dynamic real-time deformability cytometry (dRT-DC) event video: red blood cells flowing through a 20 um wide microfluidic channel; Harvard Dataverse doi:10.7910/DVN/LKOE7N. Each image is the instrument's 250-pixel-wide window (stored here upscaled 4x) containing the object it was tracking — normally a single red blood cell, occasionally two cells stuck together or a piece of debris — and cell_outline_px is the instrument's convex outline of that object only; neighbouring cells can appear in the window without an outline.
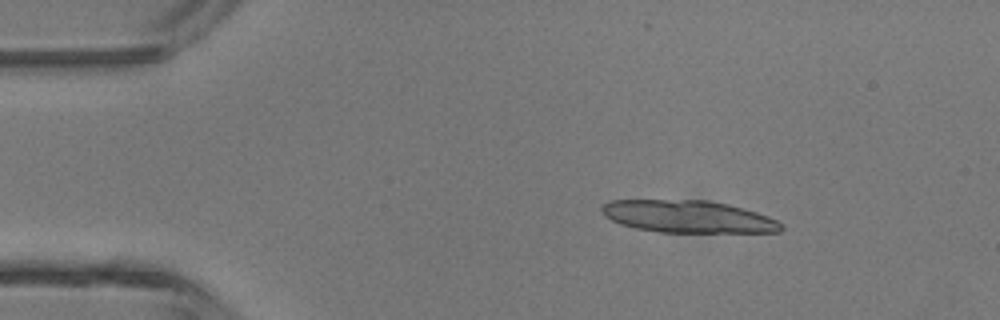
{"species": "common noctule bat (a hibernating species)", "species_latin": "Nyctalus noctula", "temperature_condition": "room temperature", "stored_images_in_passage": 3, "camera_frame_rate_fps": 3000, "um_per_image_px": 0.085, "animal": {"sex": "male", "body_mass_g": 13.3}, "frame": {"image": 1, "passage_image": 1, "time_ms": 0.0, "image_size_px": [1000, 320], "cell_outline_px": [[784, 228], [780, 232], [660, 232], [636, 228], [620, 224], [604, 216], [600, 208], [608, 200], [704, 200], [728, 204], [756, 212], [768, 216], [776, 220]], "centroid_in_image_um": [58.46, 18.41], "position_along_channel_um": 26.5, "area_um2": 33.64}}